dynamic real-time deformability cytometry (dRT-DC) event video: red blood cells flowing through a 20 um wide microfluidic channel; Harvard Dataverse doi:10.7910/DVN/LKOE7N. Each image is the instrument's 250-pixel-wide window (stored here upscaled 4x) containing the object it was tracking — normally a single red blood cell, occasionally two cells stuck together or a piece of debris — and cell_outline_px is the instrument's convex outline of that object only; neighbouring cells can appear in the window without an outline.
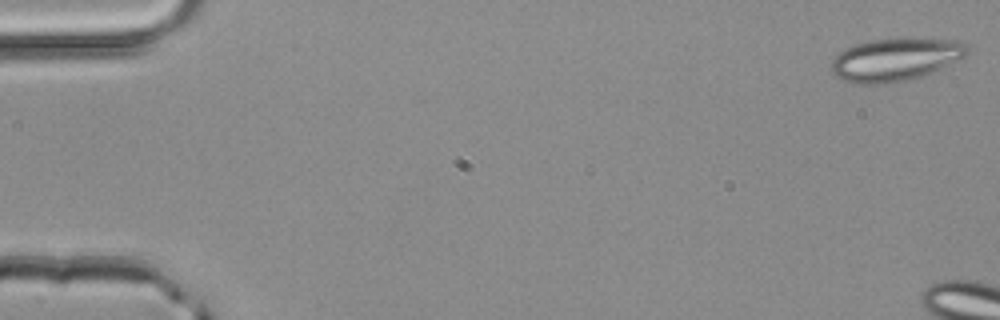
{"species": "common noctule bat (a hibernating species)", "species_latin": "Nyctalus noctula", "temperature_condition": "room temperature", "stored_images_in_passage": 7, "camera_frame_rate_fps": 3000, "um_per_image_px": 0.085, "animal": {"sex": "male", "body_mass_g": 20.4}, "frame": {"image": 1, "passage_image": 1, "time_ms": 0.0, "image_size_px": [1000, 320], "cell_outline_px": [[968, 52], [964, 56], [940, 68], [920, 76], [908, 80], [884, 84], [856, 84], [840, 80], [832, 76], [832, 60], [844, 48], [856, 44], [872, 40], [960, 40], [968, 44]], "centroid_in_image_um": [76.03, 5.1], "position_along_channel_um": 9.0, "area_um2": 33.29}}